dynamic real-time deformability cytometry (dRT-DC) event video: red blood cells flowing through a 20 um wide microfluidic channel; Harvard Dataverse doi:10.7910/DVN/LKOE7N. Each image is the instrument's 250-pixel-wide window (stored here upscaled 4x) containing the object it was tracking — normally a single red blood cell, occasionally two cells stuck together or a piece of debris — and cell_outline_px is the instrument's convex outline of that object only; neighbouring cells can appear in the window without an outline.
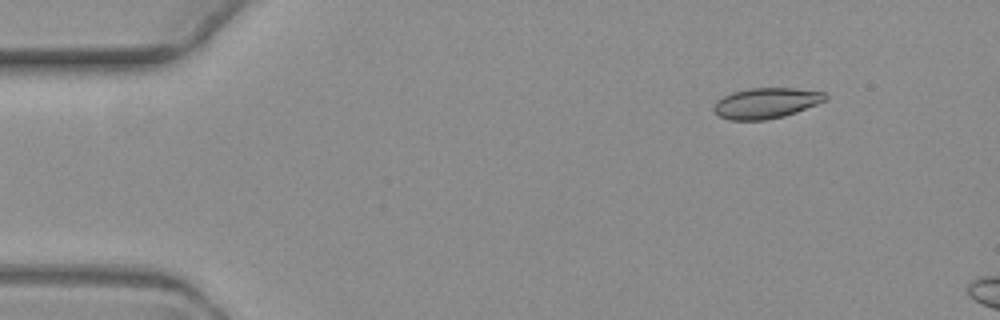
{"species": "common noctule bat (a hibernating species)", "species_latin": "Nyctalus noctula", "temperature_condition": "warm", "stored_images_in_passage": 3, "camera_frame_rate_fps": 3000, "um_per_image_px": 0.085, "animal": {"sex": "female", "body_mass_g": 19.3, "forearm_length_mm": 54.1}, "frame": {"image": 1, "passage_image": 1, "time_ms": 0.0, "image_size_px": [1000, 320], "cell_outline_px": [[828, 100], [796, 112], [784, 116], [764, 120], [728, 120], [720, 116], [712, 108], [716, 100], [732, 92], [748, 88], [796, 88], [824, 92], [828, 96]], "centroid_in_image_um": [65.13, 8.76], "position_along_channel_um": 19.9, "area_um2": 20.0}}